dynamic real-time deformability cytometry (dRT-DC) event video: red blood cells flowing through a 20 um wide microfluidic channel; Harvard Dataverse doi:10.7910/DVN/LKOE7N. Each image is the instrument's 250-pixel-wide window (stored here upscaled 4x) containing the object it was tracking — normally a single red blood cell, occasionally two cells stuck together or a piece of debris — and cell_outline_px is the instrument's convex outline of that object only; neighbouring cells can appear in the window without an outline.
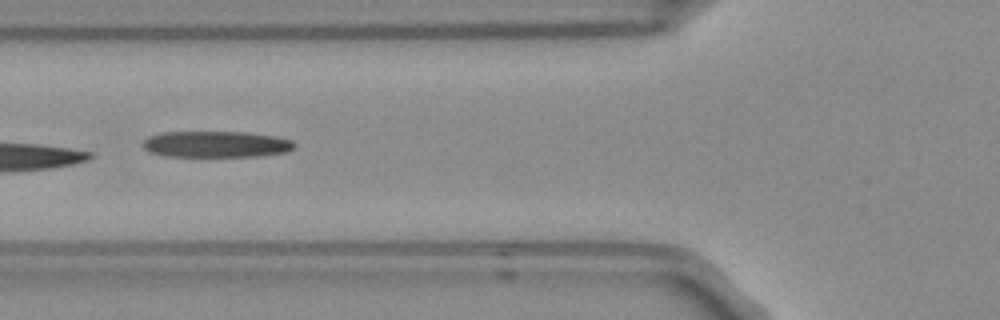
{"species": "Egyptian fruit bat (a non-hibernating species)", "species_latin": "Rousettus aegyptiacus", "temperature_condition": "room temperature", "stored_images_in_passage": 8, "camera_frame_rate_fps": 3000, "um_per_image_px": 0.085, "frame": {"image": 1, "passage_image": 6, "time_ms": 1.667, "image_size_px": [1000, 320], "cell_outline_px": [[296, 144], [288, 152], [256, 156], [168, 156], [148, 152], [144, 148], [144, 140], [148, 136], [160, 132], [248, 132], [276, 136], [292, 140]], "centroid_in_image_um": [18.37, 12.25], "position_along_channel_um": 107.4, "area_um2": 23.24}}